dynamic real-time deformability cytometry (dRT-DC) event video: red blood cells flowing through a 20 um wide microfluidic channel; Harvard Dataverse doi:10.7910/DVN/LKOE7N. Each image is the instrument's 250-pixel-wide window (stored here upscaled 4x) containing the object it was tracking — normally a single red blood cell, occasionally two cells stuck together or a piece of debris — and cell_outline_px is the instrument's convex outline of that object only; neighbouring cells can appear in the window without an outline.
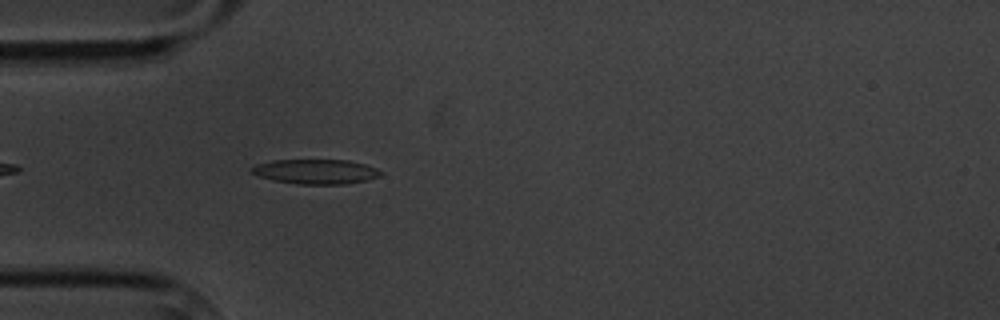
{"species": "common noctule bat (a hibernating species)", "species_latin": "Nyctalus noctula", "temperature_condition": "cold", "stored_images_in_passage": 5, "camera_frame_rate_fps": 3000, "um_per_image_px": 0.085, "animal": {"sex": "male", "body_mass_g": 20.1, "forearm_length_mm": 53.5}, "frame": {"image": 1, "passage_image": 5, "time_ms": 4.667, "image_size_px": [1000, 320], "cell_outline_px": [[384, 172], [380, 176], [368, 180], [344, 184], [296, 184], [272, 180], [248, 172], [248, 168], [256, 164], [272, 160], [348, 160], [364, 164], [376, 168]], "centroid_in_image_um": [26.8, 14.58], "position_along_channel_um": 58.2, "area_um2": 18.79}}